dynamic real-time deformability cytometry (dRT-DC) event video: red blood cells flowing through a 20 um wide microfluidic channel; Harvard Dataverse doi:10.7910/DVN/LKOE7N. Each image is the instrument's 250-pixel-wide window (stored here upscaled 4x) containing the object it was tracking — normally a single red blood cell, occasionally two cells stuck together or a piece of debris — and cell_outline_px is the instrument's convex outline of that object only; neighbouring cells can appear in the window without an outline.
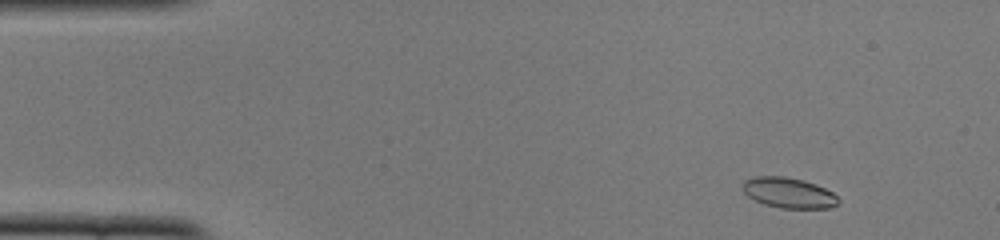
{"species": "common noctule bat (a hibernating species)", "species_latin": "Nyctalus noctula", "temperature_condition": "cold", "stored_images_in_passage": 50, "camera_frame_rate_fps": 3000, "um_per_image_px": 0.085, "animal": {"sex": "female", "body_mass_g": 22.0, "forearm_length_mm": 56.7}, "frame": {"image": 1, "passage_image": 4, "time_ms": 1.0, "image_size_px": [1000, 240], "cell_outline_px": [[840, 200], [836, 204], [828, 208], [780, 208], [764, 204], [748, 196], [740, 188], [744, 180], [752, 176], [784, 176], [804, 180], [816, 184], [832, 192]], "centroid_in_image_um": [66.99, 16.37], "position_along_channel_um": 18.0, "area_um2": 17.05}}
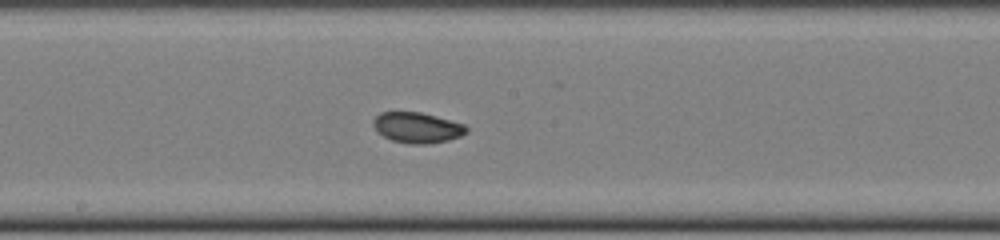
{"frame": {"image": 2, "passage_image": 26, "time_ms": 8.333, "image_size_px": [1000, 240], "cell_outline_px": [[468, 132], [460, 136], [448, 140], [428, 144], [408, 144], [392, 140], [384, 136], [372, 124], [372, 120], [380, 112], [420, 112], [436, 116], [464, 124], [468, 128]], "centroid_in_image_um": [35.47, 10.85], "position_along_channel_um": 212.7, "area_um2": 16.53}}
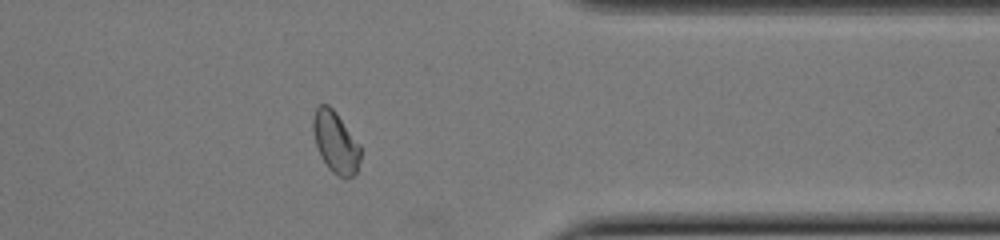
{"frame": {"image": 3, "passage_image": 40, "time_ms": 13.0, "image_size_px": [1000, 240], "cell_outline_px": [[360, 160], [356, 172], [352, 176], [344, 180], [332, 172], [328, 168], [320, 156], [316, 144], [312, 128], [312, 116], [316, 108], [320, 104], [328, 104], [336, 112], [360, 144]], "centroid_in_image_um": [28.51, 12.09], "position_along_channel_um": 382.9, "area_um2": 17.17}, "authors_computed_cell_mechanics": {"area_um2": 16.9643, "velocity_mm_per_s": 3.8965, "shape_relaxation_time_tau1_ms": 5.2625, "shape_relaxation_time_tau2_ms": 1.7444, "deformation_change_tau1": 0.131, "deformation_change_tau2": 0.0531}}